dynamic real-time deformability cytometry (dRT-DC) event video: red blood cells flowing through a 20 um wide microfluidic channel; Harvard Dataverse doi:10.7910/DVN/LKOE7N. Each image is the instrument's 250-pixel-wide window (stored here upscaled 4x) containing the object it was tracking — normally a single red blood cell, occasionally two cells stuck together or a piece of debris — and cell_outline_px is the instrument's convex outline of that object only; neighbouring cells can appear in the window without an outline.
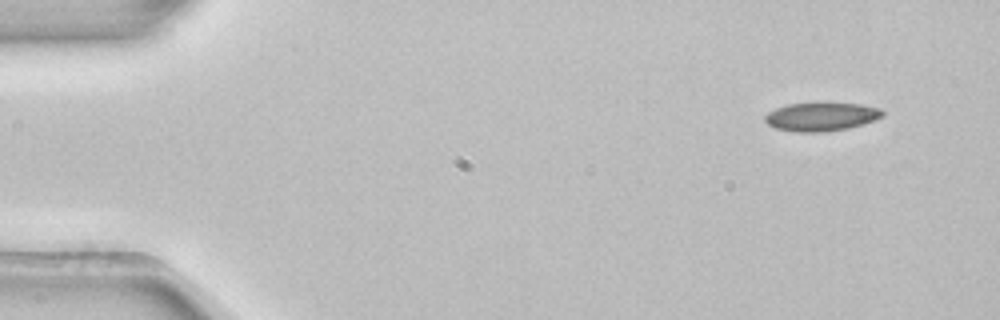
{"species": "common noctule bat (a hibernating species)", "species_latin": "Nyctalus noctula", "temperature_condition": "room temperature", "stored_images_in_passage": 4, "camera_frame_rate_fps": 3000, "um_per_image_px": 0.085, "animal": {"sex": "female", "body_mass_g": 22.7, "forearm_length_mm": 54.2}, "frame": {"image": 1, "passage_image": 1, "time_ms": 0.0, "image_size_px": [1000, 320], "cell_outline_px": [[884, 116], [848, 128], [824, 132], [796, 132], [776, 128], [768, 124], [764, 120], [764, 116], [768, 112], [776, 108], [788, 104], [860, 104], [880, 108], [884, 112]], "centroid_in_image_um": [69.78, 9.93], "position_along_channel_um": 15.2, "area_um2": 19.13}}
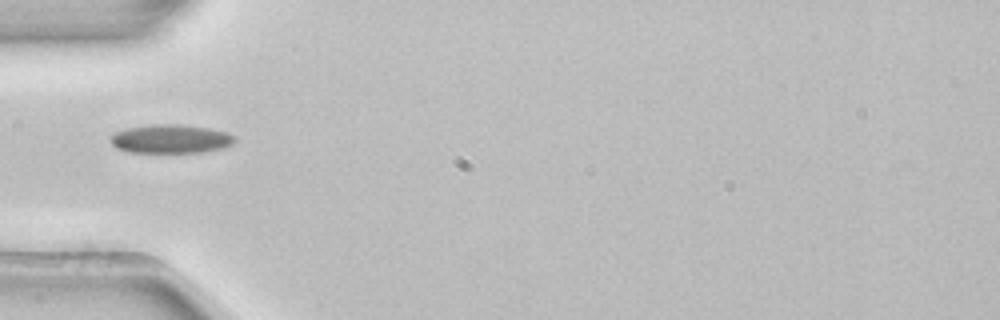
{"frame": {"image": 2, "passage_image": 4, "time_ms": 1.0, "image_size_px": [1000, 320], "cell_outline_px": [[236, 140], [232, 144], [224, 148], [204, 152], [128, 152], [116, 148], [112, 144], [112, 136], [116, 132], [128, 128], [152, 124], [176, 124], [208, 128], [228, 132], [236, 136]], "centroid_in_image_um": [14.57, 11.81], "position_along_channel_um": 70.4, "area_um2": 20.75}}